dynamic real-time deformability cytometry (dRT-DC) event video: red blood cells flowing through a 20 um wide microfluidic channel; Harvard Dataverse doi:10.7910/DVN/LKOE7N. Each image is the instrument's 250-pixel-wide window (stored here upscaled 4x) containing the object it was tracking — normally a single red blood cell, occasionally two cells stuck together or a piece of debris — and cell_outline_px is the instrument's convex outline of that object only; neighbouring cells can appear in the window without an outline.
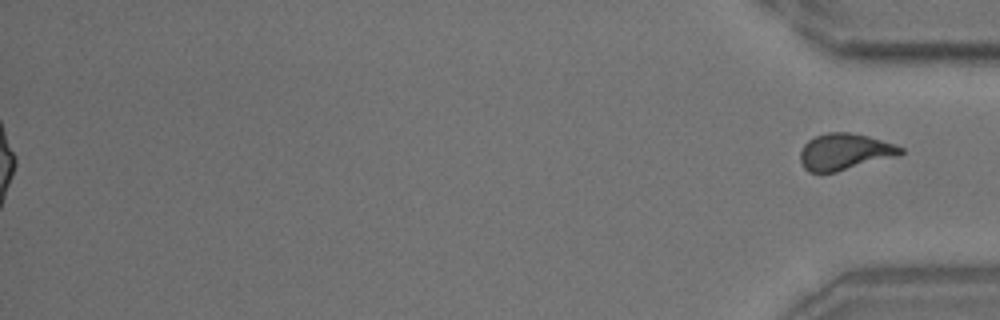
{"species": "common noctule bat (a hibernating species)", "species_latin": "Nyctalus noctula", "temperature_condition": "room temperature", "stored_images_in_passage": 56, "segment_of_instrument_passage": [2, 2], "camera_frame_rate_fps": 3000, "um_per_image_px": 0.085, "animal": {"sex": "male", "body_mass_g": 18.8}, "frame": {"image": 1, "passage_image": 56, "time_ms": 18.333, "image_size_px": [1000, 320], "cell_outline_px": [[904, 152], [900, 156], [836, 172], [808, 172], [800, 164], [800, 152], [804, 144], [808, 140], [816, 136], [828, 132], [848, 132], [868, 136], [904, 148]], "centroid_in_image_um": [71.79, 12.91], "position_along_channel_um": 363.4, "area_um2": 21.44}}